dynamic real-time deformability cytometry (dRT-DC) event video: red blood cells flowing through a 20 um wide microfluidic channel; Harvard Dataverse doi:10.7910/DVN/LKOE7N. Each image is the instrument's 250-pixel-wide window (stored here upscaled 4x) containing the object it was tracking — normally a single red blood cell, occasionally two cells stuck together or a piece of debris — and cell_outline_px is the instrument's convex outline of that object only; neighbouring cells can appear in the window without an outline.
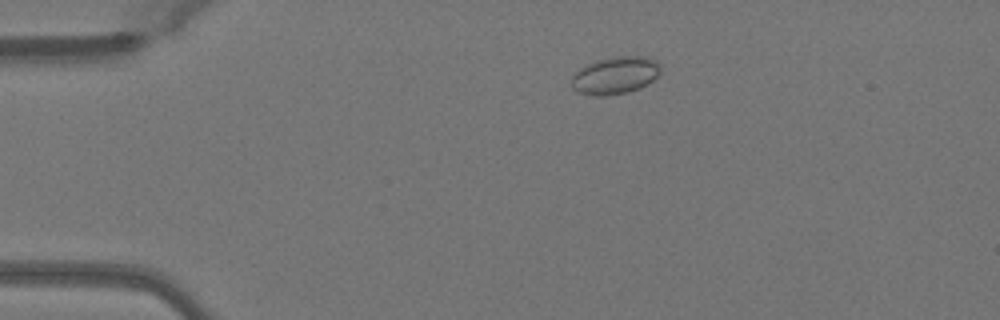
{"species": "Egyptian fruit bat (a non-hibernating species)", "species_latin": "Rousettus aegyptiacus", "temperature_condition": "warm", "stored_images_in_passage": 49, "camera_frame_rate_fps": 3000, "um_per_image_px": 0.085, "animal": {"sex": "female"}, "frame": {"image": 1, "passage_image": 9, "time_ms": 2.667, "image_size_px": [1000, 320], "cell_outline_px": [[660, 72], [648, 84], [640, 88], [628, 92], [608, 96], [592, 96], [576, 92], [572, 88], [572, 76], [580, 68], [596, 60], [616, 56], [644, 56], [656, 60], [660, 64]], "centroid_in_image_um": [52.28, 6.42], "position_along_channel_um": 32.7, "area_um2": 19.59}}
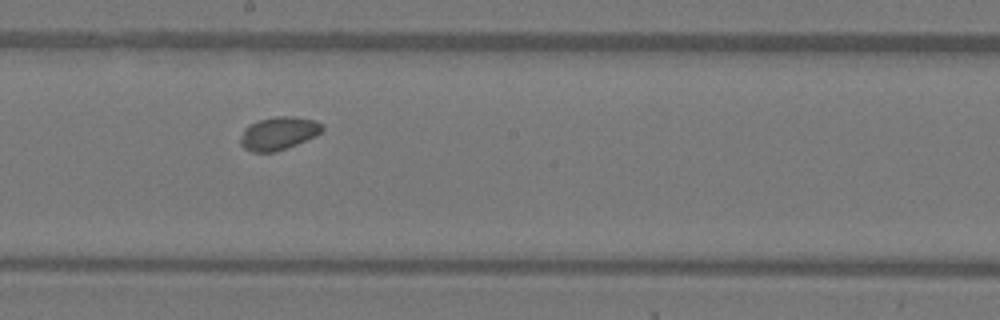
{"frame": {"image": 2, "passage_image": 27, "time_ms": 8.667, "image_size_px": [1000, 320], "cell_outline_px": [[324, 128], [316, 136], [276, 152], [252, 152], [244, 148], [240, 144], [240, 136], [244, 128], [248, 124], [260, 120], [276, 116], [296, 116], [316, 120], [324, 124]], "centroid_in_image_um": [23.68, 11.32], "position_along_channel_um": 224.5, "area_um2": 15.95}}
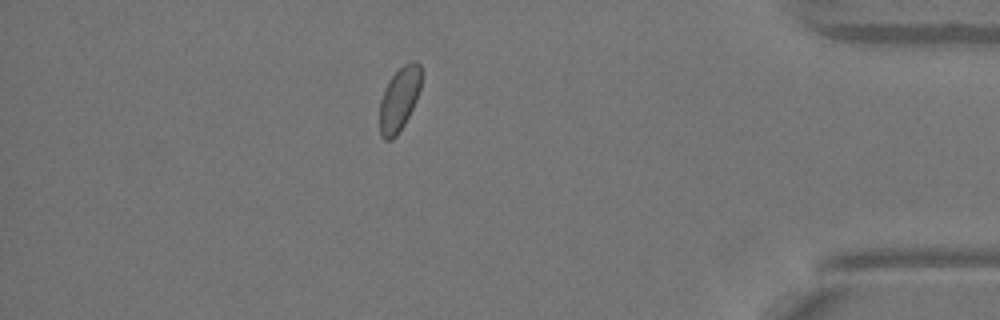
{"frame": {"image": 3, "passage_image": 43, "time_ms": 14.0, "image_size_px": [1000, 320], "cell_outline_px": [[420, 88], [416, 100], [404, 124], [396, 136], [392, 140], [384, 140], [380, 136], [380, 100], [388, 80], [404, 64], [412, 60], [416, 60], [420, 64]], "centroid_in_image_um": [33.92, 8.43], "position_along_channel_um": 401.3, "area_um2": 15.37}, "authors_computed_cell_mechanics": {"area_um2": 15.9528, "velocity_mm_per_s": 4.0321, "shape_relaxation_time_tau1_ms": null, "shape_relaxation_time_tau2_ms": 3.028, "deformation_change_tau1": null, "deformation_change_tau2": 0.0501}}